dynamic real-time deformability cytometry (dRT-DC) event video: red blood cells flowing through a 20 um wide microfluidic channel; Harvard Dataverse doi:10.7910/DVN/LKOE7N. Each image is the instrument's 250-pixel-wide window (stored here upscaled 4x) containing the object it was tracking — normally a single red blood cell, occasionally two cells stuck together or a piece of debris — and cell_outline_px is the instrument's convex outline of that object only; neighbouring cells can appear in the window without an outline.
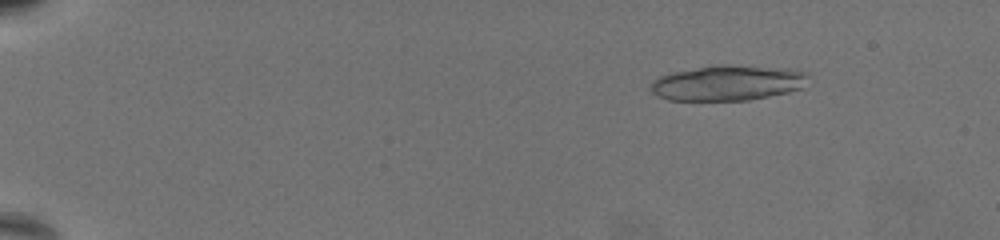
{"species": "common noctule bat (a hibernating species)", "species_latin": "Nyctalus noctula", "temperature_condition": "warm", "stored_images_in_passage": 30, "camera_frame_rate_fps": 3000, "um_per_image_px": 0.085, "animal": {"sex": "female", "body_mass_g": 19.5, "forearm_length_mm": 54.1}, "frame": {"image": 1, "passage_image": 10, "time_ms": 3.0, "image_size_px": [1000, 240], "cell_outline_px": [[812, 76], [800, 88], [788, 92], [748, 100], [668, 100], [656, 96], [652, 92], [652, 80], [660, 76], [672, 72], [720, 64], [724, 64], [792, 68], [808, 72]], "centroid_in_image_um": [61.91, 7.03], "position_along_channel_um": 23.1, "area_um2": 32.66}}
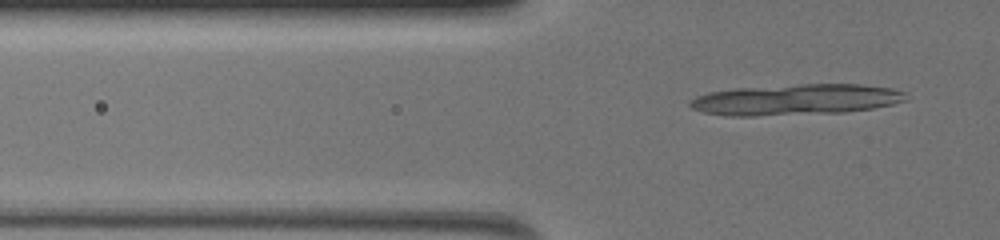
{"frame": {"image": 2, "passage_image": 24, "time_ms": 7.667, "image_size_px": [1000, 240], "cell_outline_px": [[908, 100], [892, 104], [872, 108], [844, 112], [756, 116], [724, 116], [704, 112], [692, 108], [688, 104], [688, 100], [696, 96], [708, 92], [740, 88], [804, 84], [860, 84], [888, 88], [904, 92]], "centroid_in_image_um": [67.6, 8.47], "position_along_channel_um": 58.2, "area_um2": 38.78}}